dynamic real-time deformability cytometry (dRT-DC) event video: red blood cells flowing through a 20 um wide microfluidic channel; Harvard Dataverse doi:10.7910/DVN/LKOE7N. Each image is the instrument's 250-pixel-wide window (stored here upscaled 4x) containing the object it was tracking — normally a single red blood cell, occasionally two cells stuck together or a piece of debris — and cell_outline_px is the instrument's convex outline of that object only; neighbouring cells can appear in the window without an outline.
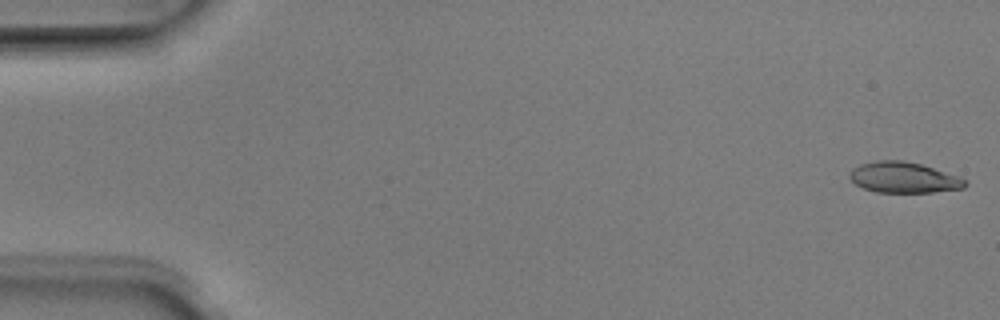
{"species": "Egyptian fruit bat (a non-hibernating species)", "species_latin": "Rousettus aegyptiacus", "temperature_condition": "room temperature", "stored_images_in_passage": 51, "camera_frame_rate_fps": 3000, "um_per_image_px": 0.085, "animal": {"sex": "male"}, "frame": {"image": 1, "passage_image": 1, "time_ms": 0.0, "image_size_px": [1000, 320], "cell_outline_px": [[968, 184], [964, 188], [932, 192], [876, 192], [864, 188], [856, 184], [848, 176], [848, 172], [852, 168], [860, 164], [876, 160], [904, 160], [920, 164], [960, 176], [968, 180]], "centroid_in_image_um": [76.82, 15.08], "position_along_channel_um": 8.2, "area_um2": 20.87}}
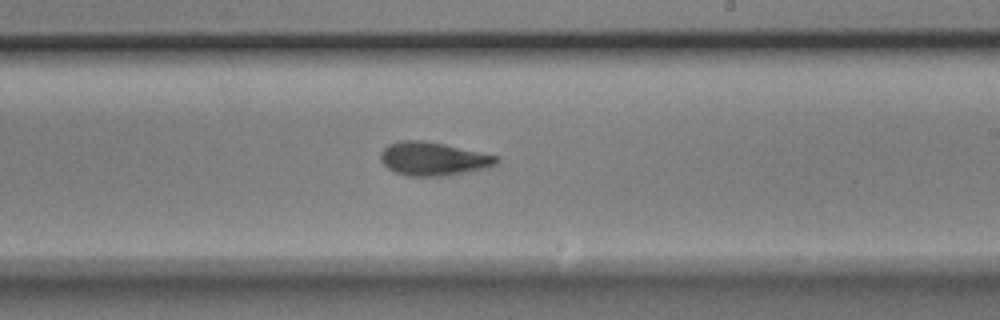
{"frame": {"image": 2, "passage_image": 30, "time_ms": 9.667, "image_size_px": [1000, 320], "cell_outline_px": [[500, 164], [488, 168], [444, 176], [404, 176], [388, 168], [380, 160], [380, 152], [388, 144], [400, 140], [424, 140], [444, 144], [500, 156]], "centroid_in_image_um": [36.86, 13.5], "position_along_channel_um": 252.1, "area_um2": 22.95}}
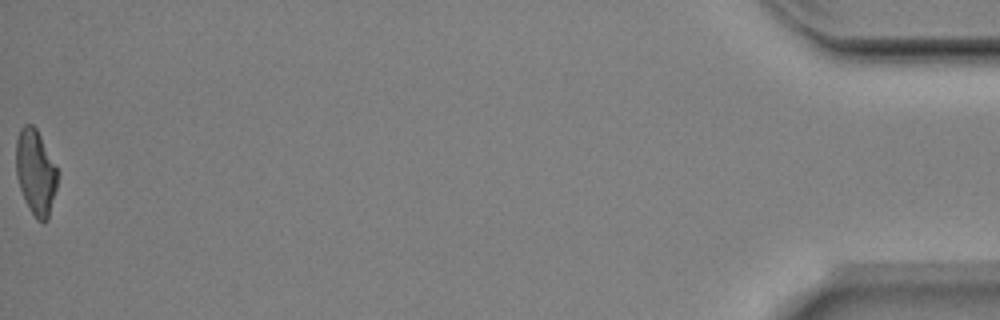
{"frame": {"image": 3, "passage_image": 51, "time_ms": 16.667, "image_size_px": [1000, 320], "cell_outline_px": [[60, 176], [48, 216], [44, 220], [36, 220], [28, 208], [24, 200], [16, 176], [16, 140], [20, 128], [24, 124], [32, 124], [36, 128], [60, 172]], "centroid_in_image_um": [3.03, 14.61], "position_along_channel_um": 432.2, "area_um2": 20.81}, "authors_computed_cell_mechanics": {"area_um2": 21.6172, "velocity_mm_per_s": 3.9908, "shape_relaxation_time_tau1_ms": 3.2733, "shape_relaxation_time_tau2_ms": 2.2189, "deformation_change_tau1": 0.1483, "deformation_change_tau2": 0.097}}